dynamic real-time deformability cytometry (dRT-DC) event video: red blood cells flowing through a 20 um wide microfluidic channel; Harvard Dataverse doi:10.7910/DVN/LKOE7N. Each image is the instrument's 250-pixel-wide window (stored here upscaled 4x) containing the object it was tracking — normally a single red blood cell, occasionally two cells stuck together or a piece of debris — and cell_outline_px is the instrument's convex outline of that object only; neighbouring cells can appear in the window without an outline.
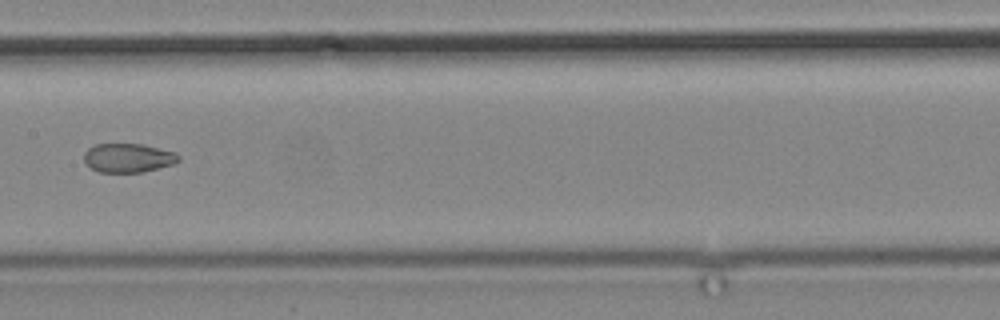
{"species": "common noctule bat (a hibernating species)", "species_latin": "Nyctalus noctula", "temperature_condition": "cold", "stored_images_in_passage": 8, "camera_frame_rate_fps": 3000, "um_per_image_px": 0.085, "animal": {"sex": "male", "body_mass_g": 19.2, "forearm_length_mm": 51.8}, "frame": {"image": 1, "passage_image": 6, "time_ms": 6.0, "image_size_px": [1000, 320], "cell_outline_px": [[180, 160], [172, 164], [144, 172], [100, 172], [92, 168], [84, 160], [84, 152], [88, 148], [96, 144], [144, 144], [176, 152], [180, 156]], "centroid_in_image_um": [10.92, 13.41], "position_along_channel_um": 196.5, "area_um2": 15.95}}
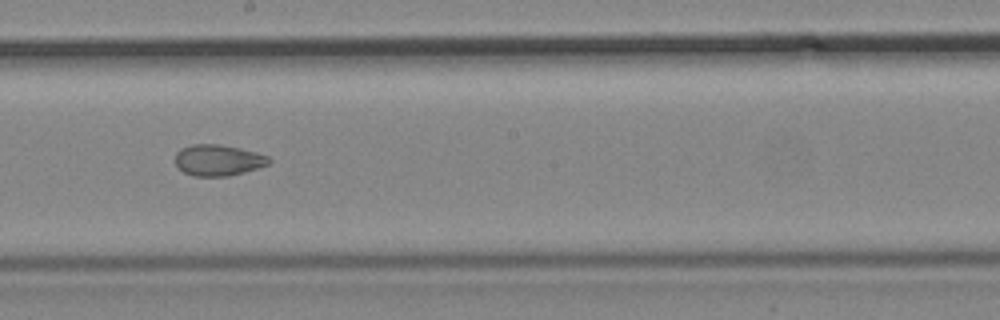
{"frame": {"image": 2, "passage_image": 7, "time_ms": 7.0, "image_size_px": [1000, 320], "cell_outline_px": [[272, 160], [268, 164], [244, 172], [228, 176], [192, 176], [184, 172], [176, 164], [176, 152], [180, 148], [192, 144], [220, 144], [240, 148], [256, 152], [268, 156]], "centroid_in_image_um": [18.53, 13.6], "position_along_channel_um": 229.7, "area_um2": 16.99}}
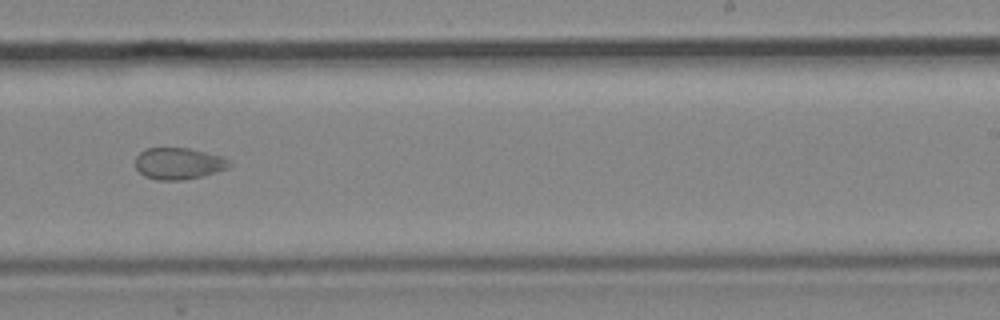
{"frame": {"image": 3, "passage_image": 8, "time_ms": 8.333, "image_size_px": [1000, 320], "cell_outline_px": [[232, 164], [228, 168], [204, 176], [184, 180], [160, 180], [144, 176], [136, 168], [136, 156], [144, 148], [188, 148], [220, 156], [228, 160]], "centroid_in_image_um": [15.17, 13.9], "position_along_channel_um": 273.8, "area_um2": 17.28}}